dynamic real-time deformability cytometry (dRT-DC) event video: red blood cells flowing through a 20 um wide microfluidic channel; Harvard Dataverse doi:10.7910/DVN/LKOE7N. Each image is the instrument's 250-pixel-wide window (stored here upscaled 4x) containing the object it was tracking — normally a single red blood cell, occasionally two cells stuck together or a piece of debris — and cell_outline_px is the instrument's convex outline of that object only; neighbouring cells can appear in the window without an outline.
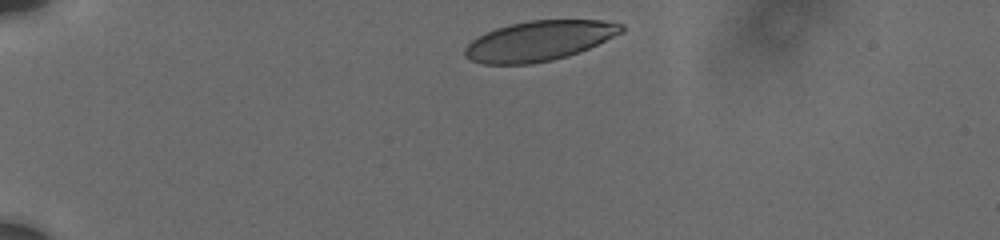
{"species": "human", "species_latin": "Homo sapiens", "temperature_condition": "cold", "stored_images_in_passage": 23, "camera_frame_rate_fps": 3000, "um_per_image_px": 0.085, "donor": {"sex": "male"}, "frame": {"image": 1, "passage_image": 1, "time_ms": 0.0, "image_size_px": [1000, 240], "cell_outline_px": [[624, 28], [620, 32], [588, 48], [568, 56], [552, 60], [532, 64], [484, 64], [472, 60], [464, 56], [464, 48], [476, 36], [496, 28], [528, 20], [600, 20], [624, 24]], "centroid_in_image_um": [45.77, 3.47], "position_along_channel_um": 39.2, "area_um2": 36.18}}
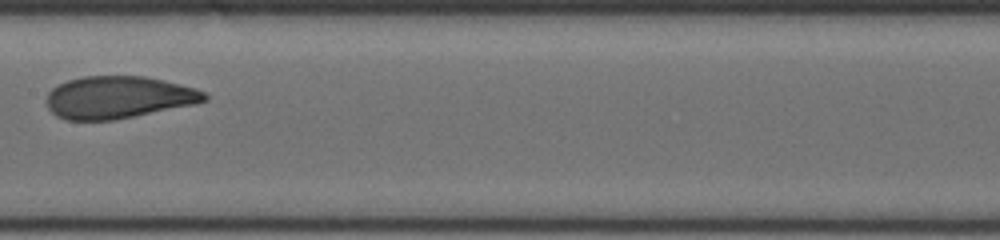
{"frame": {"image": 2, "passage_image": 14, "time_ms": 6.0, "image_size_px": [1000, 240], "cell_outline_px": [[208, 100], [196, 104], [116, 120], [68, 120], [56, 116], [48, 108], [44, 100], [48, 92], [52, 88], [68, 80], [84, 76], [144, 76], [164, 80], [196, 88], [204, 92], [208, 96]], "centroid_in_image_um": [10.06, 8.28], "position_along_channel_um": 197.3, "area_um2": 39.25}}
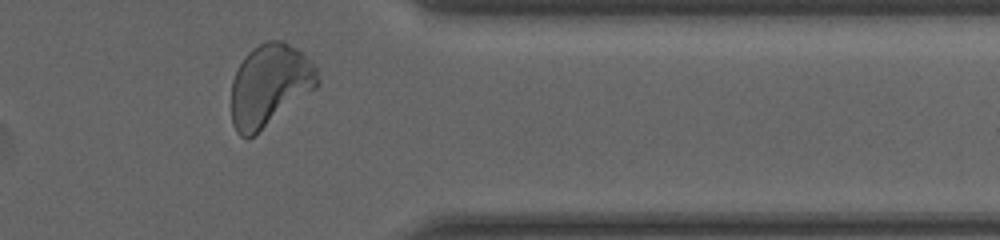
{"frame": {"image": 3, "passage_image": 23, "time_ms": 11.333, "image_size_px": [1000, 240], "cell_outline_px": [[320, 84], [316, 88], [248, 140], [240, 136], [236, 132], [232, 124], [232, 80], [244, 56], [252, 48], [268, 40], [280, 40], [296, 48], [316, 68], [320, 80]], "centroid_in_image_um": [22.9, 7.26], "position_along_channel_um": 388.5, "area_um2": 40.98}, "authors_computed_cell_mechanics": {"area_um2": 39.015, "velocity_mm_per_s": 3.6957, "shape_relaxation_time_tau1_ms": 3.31, "shape_relaxation_time_tau2_ms": 0.9422, "deformation_change_tau1": 0.1396, "deformation_change_tau2": 0.0646}}